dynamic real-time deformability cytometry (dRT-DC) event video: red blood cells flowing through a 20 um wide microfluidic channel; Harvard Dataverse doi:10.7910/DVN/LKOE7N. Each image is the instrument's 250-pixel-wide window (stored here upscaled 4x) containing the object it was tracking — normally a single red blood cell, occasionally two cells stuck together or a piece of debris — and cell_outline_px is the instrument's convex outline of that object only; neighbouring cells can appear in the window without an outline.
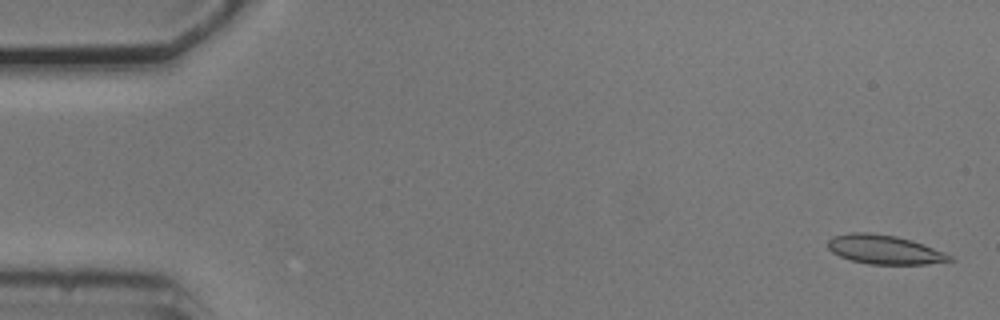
{"species": "common noctule bat (a hibernating species)", "species_latin": "Nyctalus noctula", "temperature_condition": "cold", "stored_images_in_passage": 54, "camera_frame_rate_fps": 3000, "um_per_image_px": 0.085, "animal": {"sex": "male", "body_mass_g": 20.5, "forearm_length_mm": 52.5}, "frame": {"image": 1, "passage_image": 2, "time_ms": 0.333, "image_size_px": [1000, 320], "cell_outline_px": [[956, 260], [928, 264], [868, 264], [852, 260], [840, 256], [832, 252], [828, 248], [828, 240], [832, 236], [852, 232], [872, 232], [896, 236], [912, 240], [944, 252], [952, 256]], "centroid_in_image_um": [75.18, 21.21], "position_along_channel_um": 9.8, "area_um2": 20.69}}
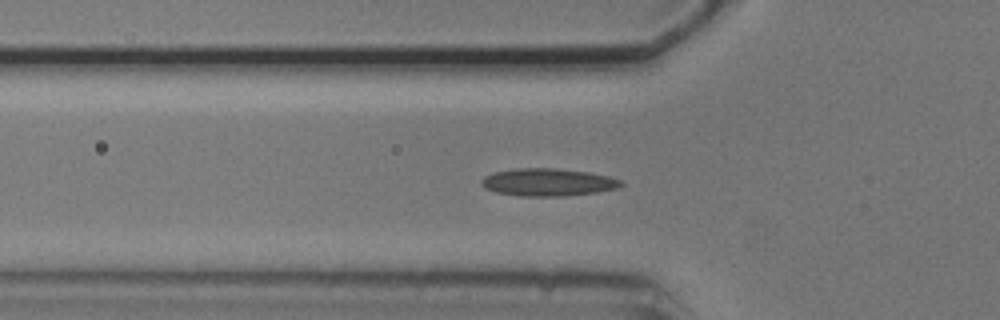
{"frame": {"image": 2, "passage_image": 18, "time_ms": 5.667, "image_size_px": [1000, 320], "cell_outline_px": [[624, 184], [620, 188], [596, 192], [560, 196], [520, 196], [496, 192], [484, 188], [480, 184], [480, 180], [484, 176], [496, 172], [516, 168], [556, 168], [588, 172], [608, 176], [620, 180]], "centroid_in_image_um": [46.56, 15.49], "position_along_channel_um": 79.2, "area_um2": 22.43}}
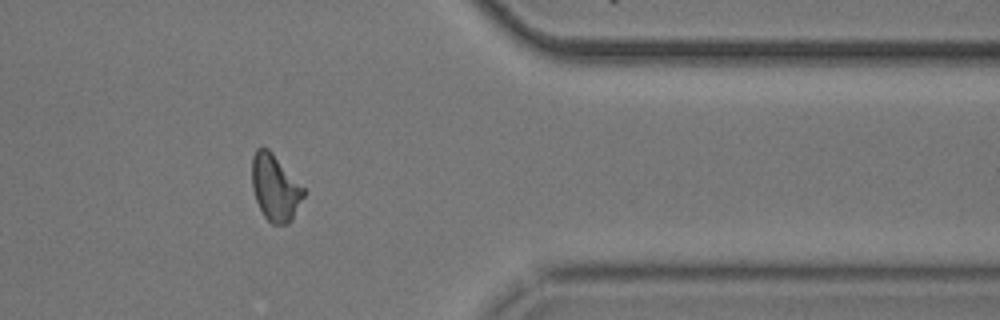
{"frame": {"image": 3, "passage_image": 44, "time_ms": 14.333, "image_size_px": [1000, 320], "cell_outline_px": [[304, 196], [292, 220], [288, 224], [272, 224], [264, 216], [256, 200], [252, 188], [252, 156], [256, 148], [268, 148], [272, 152], [304, 188]], "centroid_in_image_um": [23.37, 15.96], "position_along_channel_um": 388.0, "area_um2": 19.83}, "authors_computed_cell_mechanics": {"area_um2": 20.0855, "velocity_mm_per_s": 3.7552, "shape_relaxation_time_tau1_ms": null, "shape_relaxation_time_tau2_ms": 4.2762, "deformation_change_tau1": null, "deformation_change_tau2": 0.1105}}